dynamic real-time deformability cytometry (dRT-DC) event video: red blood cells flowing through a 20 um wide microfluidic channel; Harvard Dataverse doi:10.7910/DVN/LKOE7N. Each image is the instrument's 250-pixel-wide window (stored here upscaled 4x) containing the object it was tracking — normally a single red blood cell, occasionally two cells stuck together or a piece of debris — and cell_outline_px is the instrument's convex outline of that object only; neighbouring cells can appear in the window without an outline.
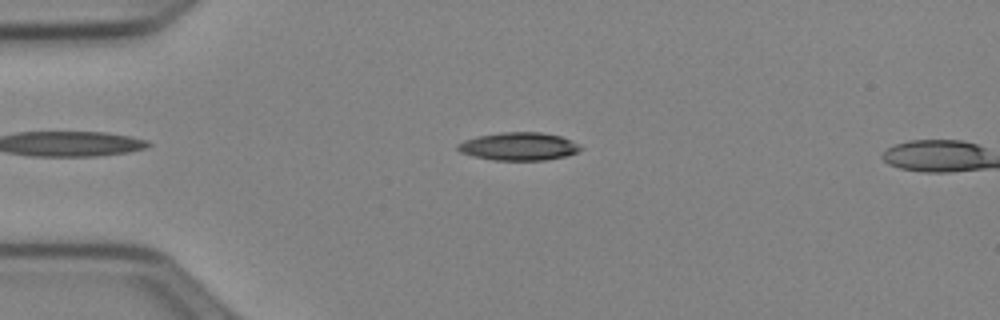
{"species": "Egyptian fruit bat (a non-hibernating species)", "species_latin": "Rousettus aegyptiacus", "temperature_condition": "cold", "stored_images_in_passage": 4, "camera_frame_rate_fps": 3000, "um_per_image_px": 0.085, "animal": {"sex": "female"}, "frame": {"image": 1, "passage_image": 3, "time_ms": 0.667, "image_size_px": [1000, 320], "cell_outline_px": [[584, 148], [576, 152], [564, 156], [544, 160], [492, 160], [460, 152], [456, 148], [456, 144], [464, 140], [476, 136], [504, 132], [540, 132], [560, 136]], "centroid_in_image_um": [44.04, 12.44], "position_along_channel_um": 41.0, "area_um2": 19.77}}